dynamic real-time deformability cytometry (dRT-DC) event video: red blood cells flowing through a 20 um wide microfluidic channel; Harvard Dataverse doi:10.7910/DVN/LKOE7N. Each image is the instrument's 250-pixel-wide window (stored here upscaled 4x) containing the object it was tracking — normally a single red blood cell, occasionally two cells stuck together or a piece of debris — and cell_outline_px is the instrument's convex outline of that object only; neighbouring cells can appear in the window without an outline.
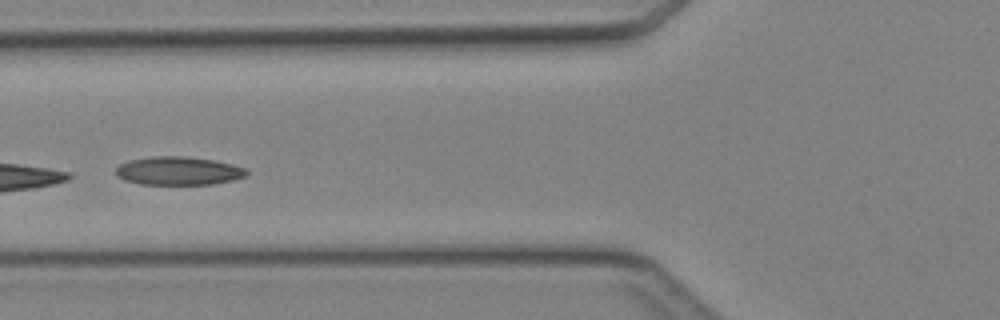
{"species": "Egyptian fruit bat (a non-hibernating species)", "species_latin": "Rousettus aegyptiacus", "temperature_condition": "cold", "stored_images_in_passage": 4, "camera_frame_rate_fps": 3000, "um_per_image_px": 0.085, "animal": {"sex": "female"}, "frame": {"image": 1, "passage_image": 3, "time_ms": 2.333, "image_size_px": [1000, 320], "cell_outline_px": [[248, 176], [232, 180], [212, 184], [140, 184], [124, 180], [116, 176], [116, 168], [120, 164], [128, 160], [152, 156], [184, 156], [212, 160], [232, 164], [248, 168]], "centroid_in_image_um": [15.17, 14.52], "position_along_channel_um": 110.6, "area_um2": 21.73}}
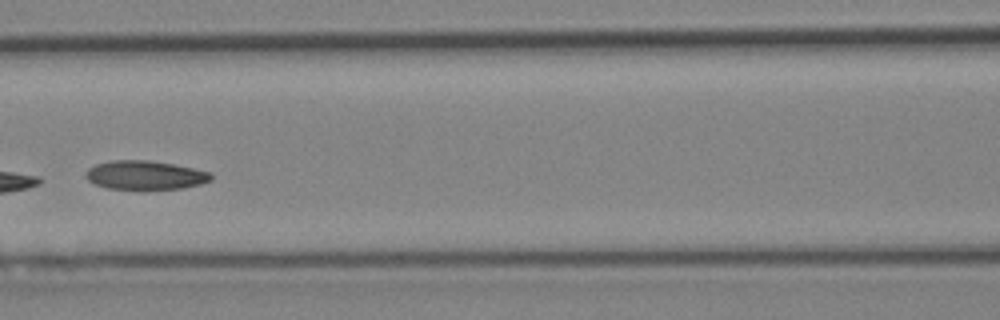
{"frame": {"image": 2, "passage_image": 4, "time_ms": 3.333, "image_size_px": [1000, 320], "cell_outline_px": [[212, 180], [200, 184], [180, 188], [144, 192], [140, 192], [108, 188], [96, 184], [88, 180], [84, 176], [84, 172], [88, 168], [96, 164], [112, 160], [148, 160], [172, 164], [212, 172]], "centroid_in_image_um": [12.31, 14.93], "position_along_channel_um": 154.3, "area_um2": 21.85}}